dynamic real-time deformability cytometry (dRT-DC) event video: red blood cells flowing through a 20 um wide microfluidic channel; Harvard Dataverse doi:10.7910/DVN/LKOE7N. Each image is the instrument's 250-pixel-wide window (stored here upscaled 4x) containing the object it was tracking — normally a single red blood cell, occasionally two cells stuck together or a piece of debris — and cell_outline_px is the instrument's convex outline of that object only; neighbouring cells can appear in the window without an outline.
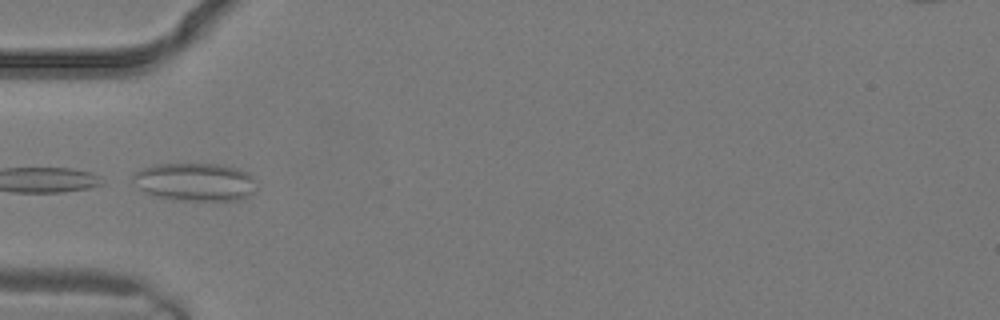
{"species": "common noctule bat (a hibernating species)", "species_latin": "Nyctalus noctula", "temperature_condition": "warm", "stored_images_in_passage": 2, "camera_frame_rate_fps": 3000, "um_per_image_px": 0.085, "animal": {"sex": "male", "body_mass_g": 19.2, "forearm_length_mm": 51.8}, "frame": {"image": 1, "passage_image": 2, "time_ms": 0.333, "image_size_px": [1000, 320], "cell_outline_px": [[260, 188], [248, 196], [236, 200], [180, 200], [160, 196], [144, 192], [132, 180], [132, 176], [136, 172], [144, 168], [156, 164], [216, 164], [236, 168], [248, 172], [252, 176]], "centroid_in_image_um": [16.65, 15.46], "position_along_channel_um": 68.4, "area_um2": 27.28}}